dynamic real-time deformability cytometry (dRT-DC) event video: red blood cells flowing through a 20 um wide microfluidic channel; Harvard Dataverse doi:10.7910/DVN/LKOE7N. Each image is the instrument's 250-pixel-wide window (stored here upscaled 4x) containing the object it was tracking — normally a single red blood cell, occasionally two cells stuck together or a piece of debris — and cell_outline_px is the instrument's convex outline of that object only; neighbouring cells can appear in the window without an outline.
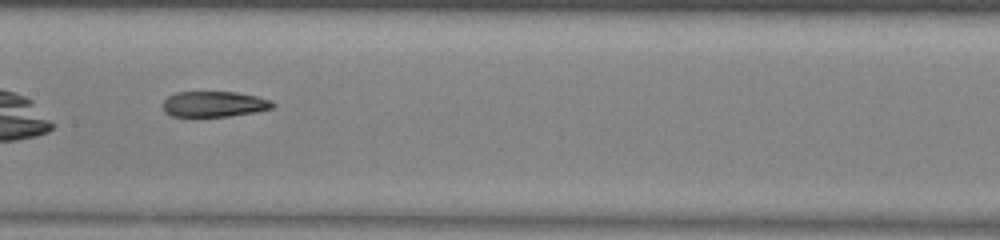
{"species": "common noctule bat (a hibernating species)", "species_latin": "Nyctalus noctula", "temperature_condition": "warm", "stored_images_in_passage": 37, "camera_frame_rate_fps": 3000, "um_per_image_px": 0.085, "animal": {"sex": "male", "body_mass_g": 13.0, "forearm_length_mm": 53.1}, "frame": {"image": 1, "passage_image": 11, "time_ms": 3.333, "image_size_px": [1000, 240], "cell_outline_px": [[276, 104], [272, 108], [256, 112], [228, 116], [172, 116], [164, 112], [164, 100], [168, 96], [176, 92], [236, 92], [256, 96], [272, 100]], "centroid_in_image_um": [18.22, 8.84], "position_along_channel_um": 189.2, "area_um2": 16.36}, "authors_computed_cell_mechanics": {"area_um2": 18.1492, "velocity_mm_per_s": 3.9648, "shape_relaxation_time_tau1_ms": 8.4682, "shape_relaxation_time_tau2_ms": 3.4962, "deformation_change_tau1": 0.2503, "deformation_change_tau2": 0.1192}}